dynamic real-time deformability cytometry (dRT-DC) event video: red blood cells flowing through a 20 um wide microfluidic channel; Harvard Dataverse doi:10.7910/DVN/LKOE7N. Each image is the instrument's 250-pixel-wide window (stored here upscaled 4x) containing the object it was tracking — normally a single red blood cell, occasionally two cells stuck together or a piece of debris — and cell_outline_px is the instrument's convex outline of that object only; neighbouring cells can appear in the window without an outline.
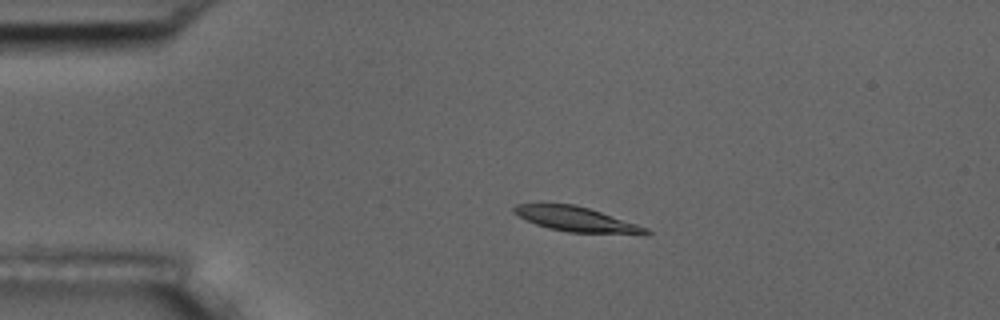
{"species": "common noctule bat (a hibernating species)", "species_latin": "Nyctalus noctula", "temperature_condition": "room temperature", "stored_images_in_passage": 4, "camera_frame_rate_fps": 3000, "um_per_image_px": 0.085, "animal": {"sex": "male", "body_mass_g": 17.5, "forearm_length_mm": 52.3}, "frame": {"image": 1, "passage_image": 3, "time_ms": 3.333, "image_size_px": [1000, 320], "cell_outline_px": [[652, 232], [648, 236], [644, 236], [568, 232], [548, 228], [536, 224], [512, 212], [512, 208], [516, 204], [576, 204], [648, 228]], "centroid_in_image_um": [49.1, 18.68], "position_along_channel_um": 35.9, "area_um2": 19.31}}